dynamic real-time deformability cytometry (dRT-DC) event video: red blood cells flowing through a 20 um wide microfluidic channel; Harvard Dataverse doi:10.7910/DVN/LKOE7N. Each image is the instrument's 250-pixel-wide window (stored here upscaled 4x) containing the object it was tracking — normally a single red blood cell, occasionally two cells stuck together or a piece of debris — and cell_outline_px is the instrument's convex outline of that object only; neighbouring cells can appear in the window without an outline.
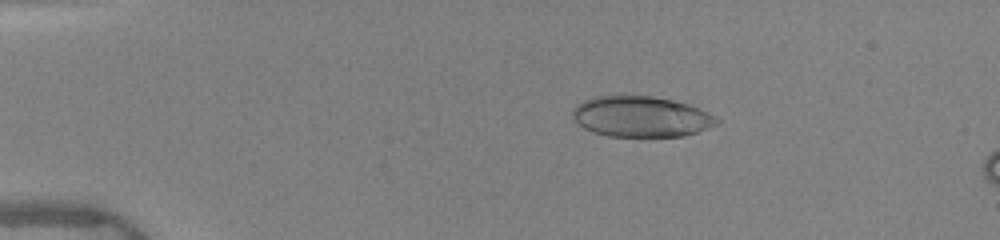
{"species": "human", "species_latin": "Homo sapiens", "temperature_condition": "warm", "stored_images_in_passage": 16, "camera_frame_rate_fps": 3000, "um_per_image_px": 0.085, "donor": {"sex": "female"}, "frame": {"image": 1, "passage_image": 10, "time_ms": 3.0, "image_size_px": [1000, 240], "cell_outline_px": [[720, 120], [716, 124], [708, 128], [684, 136], [608, 136], [584, 128], [572, 116], [572, 108], [584, 100], [592, 96], [652, 96], [672, 100], [688, 104], [708, 112], [716, 116]], "centroid_in_image_um": [54.5, 9.9], "position_along_channel_um": 30.5, "area_um2": 33.99}}